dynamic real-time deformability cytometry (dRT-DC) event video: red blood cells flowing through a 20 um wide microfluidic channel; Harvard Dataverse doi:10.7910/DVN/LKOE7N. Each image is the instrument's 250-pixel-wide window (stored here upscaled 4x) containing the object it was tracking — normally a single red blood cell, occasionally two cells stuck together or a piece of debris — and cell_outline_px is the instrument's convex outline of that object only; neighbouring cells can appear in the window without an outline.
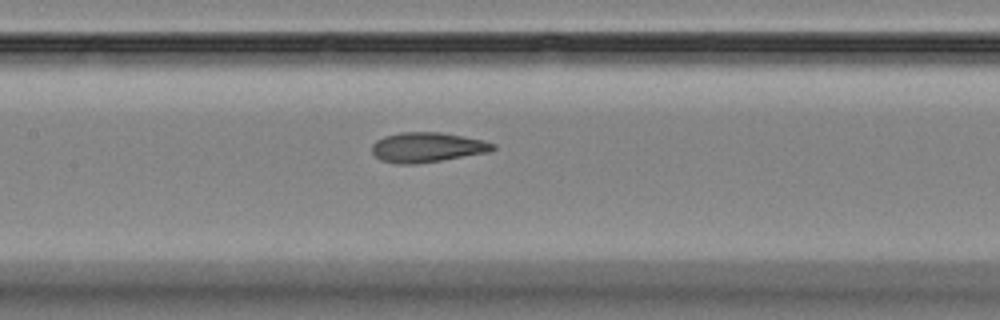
{"species": "Egyptian fruit bat (a non-hibernating species)", "species_latin": "Rousettus aegyptiacus", "temperature_condition": "room temperature", "stored_images_in_passage": 6, "segment_of_instrument_passage": [2, 2], "camera_frame_rate_fps": 3000, "um_per_image_px": 0.085, "animal": {"sex": "female"}, "frame": {"image": 1, "passage_image": 6, "time_ms": 6.0, "image_size_px": [1000, 320], "cell_outline_px": [[496, 148], [492, 152], [416, 164], [396, 164], [380, 160], [372, 152], [372, 144], [376, 140], [384, 136], [400, 132], [440, 132], [484, 140], [496, 144]], "centroid_in_image_um": [36.33, 12.52], "position_along_channel_um": 171.1, "area_um2": 21.27}}